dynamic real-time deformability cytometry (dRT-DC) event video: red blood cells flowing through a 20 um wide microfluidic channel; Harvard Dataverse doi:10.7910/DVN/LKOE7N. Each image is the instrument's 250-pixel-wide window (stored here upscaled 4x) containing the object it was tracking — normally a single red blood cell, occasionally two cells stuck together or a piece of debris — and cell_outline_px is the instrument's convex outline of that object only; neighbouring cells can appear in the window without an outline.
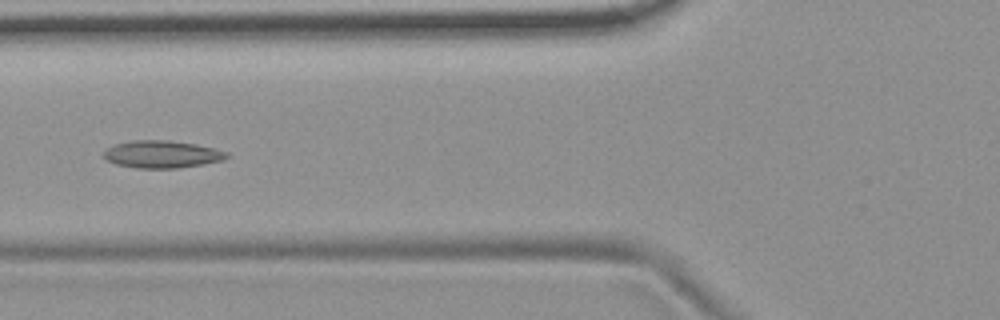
{"species": "common noctule bat (a hibernating species)", "species_latin": "Nyctalus noctula", "temperature_condition": "room temperature", "stored_images_in_passage": 54, "camera_frame_rate_fps": 3000, "um_per_image_px": 0.085, "animal": {"sex": "female", "body_mass_g": 19.9}, "frame": {"image": 1, "passage_image": 21, "time_ms": 6.667, "image_size_px": [1000, 320], "cell_outline_px": [[232, 156], [224, 160], [204, 164], [176, 168], [136, 168], [116, 164], [108, 160], [104, 156], [104, 152], [108, 148], [116, 144], [136, 140], [168, 140], [196, 144], [228, 152]], "centroid_in_image_um": [13.83, 13.12], "position_along_channel_um": 112.0, "area_um2": 19.54}}
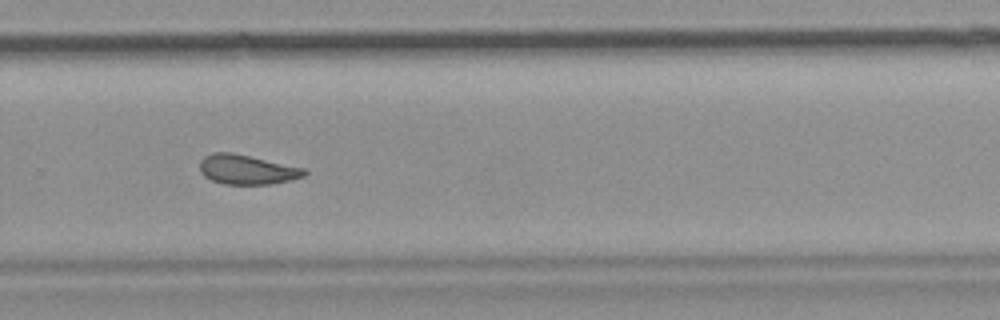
{"frame": {"image": 2, "passage_image": 37, "time_ms": 12.0, "image_size_px": [1000, 320], "cell_outline_px": [[308, 172], [304, 176], [292, 180], [272, 184], [224, 184], [212, 180], [204, 176], [200, 172], [200, 160], [204, 156], [212, 152], [232, 152], [308, 168]], "centroid_in_image_um": [21.03, 14.4], "position_along_channel_um": 308.8, "area_um2": 18.38}}
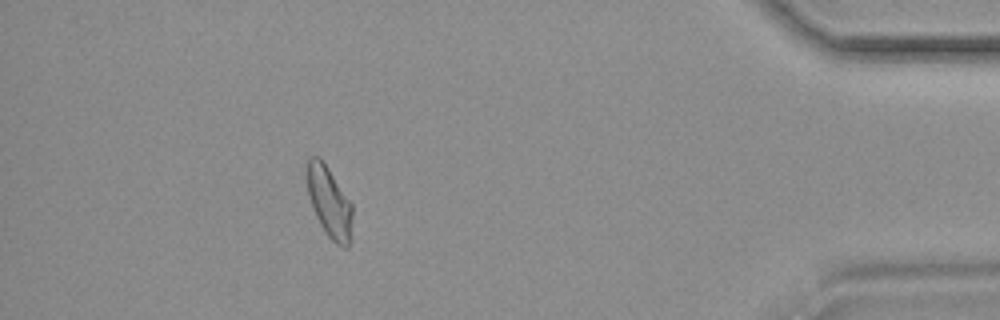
{"frame": {"image": 3, "passage_image": 49, "time_ms": 16.0, "image_size_px": [1000, 320], "cell_outline_px": [[352, 216], [348, 248], [344, 248], [336, 244], [328, 236], [320, 224], [312, 208], [308, 196], [308, 156], [320, 156], [352, 204]], "centroid_in_image_um": [27.98, 17.18], "position_along_channel_um": 407.2, "area_um2": 18.44}, "authors_computed_cell_mechanics": {"area_um2": 19.1607, "velocity_mm_per_s": 3.7025, "shape_relaxation_time_tau1_ms": 10.8156, "shape_relaxation_time_tau2_ms": 3.7391, "deformation_change_tau1": 0.189, "deformation_change_tau2": 0.1043}}